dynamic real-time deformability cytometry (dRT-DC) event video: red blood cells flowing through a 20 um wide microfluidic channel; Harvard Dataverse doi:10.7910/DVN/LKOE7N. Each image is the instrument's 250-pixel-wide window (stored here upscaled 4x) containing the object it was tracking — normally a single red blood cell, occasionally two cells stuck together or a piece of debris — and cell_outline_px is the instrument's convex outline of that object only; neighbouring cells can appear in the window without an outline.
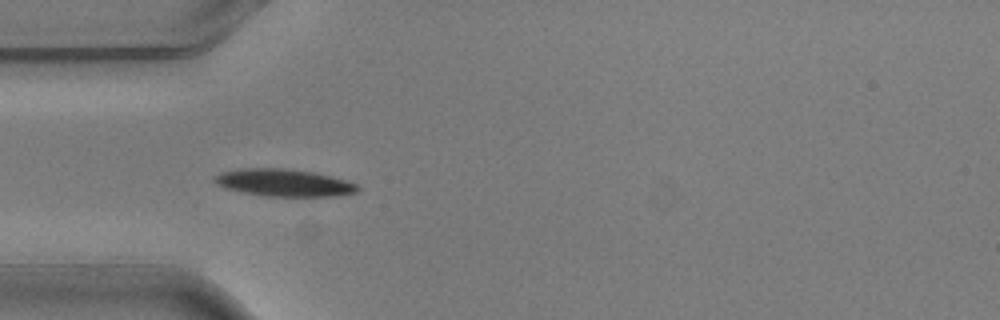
{"species": "common noctule bat (a hibernating species)", "species_latin": "Nyctalus noctula", "temperature_condition": "warm", "stored_images_in_passage": 4, "camera_frame_rate_fps": 3000, "um_per_image_px": 0.085, "animal": {"sex": "male", "body_mass_g": 20.5, "forearm_length_mm": 52.5}, "frame": {"image": 1, "passage_image": 4, "time_ms": 1.0, "image_size_px": [1000, 320], "cell_outline_px": [[360, 188], [356, 192], [340, 196], [264, 196], [240, 192], [224, 188], [216, 184], [212, 180], [212, 176], [220, 172], [240, 168], [284, 168], [312, 172], [344, 180], [356, 184]], "centroid_in_image_um": [24.04, 15.53], "position_along_channel_um": 61.0, "area_um2": 22.89}}